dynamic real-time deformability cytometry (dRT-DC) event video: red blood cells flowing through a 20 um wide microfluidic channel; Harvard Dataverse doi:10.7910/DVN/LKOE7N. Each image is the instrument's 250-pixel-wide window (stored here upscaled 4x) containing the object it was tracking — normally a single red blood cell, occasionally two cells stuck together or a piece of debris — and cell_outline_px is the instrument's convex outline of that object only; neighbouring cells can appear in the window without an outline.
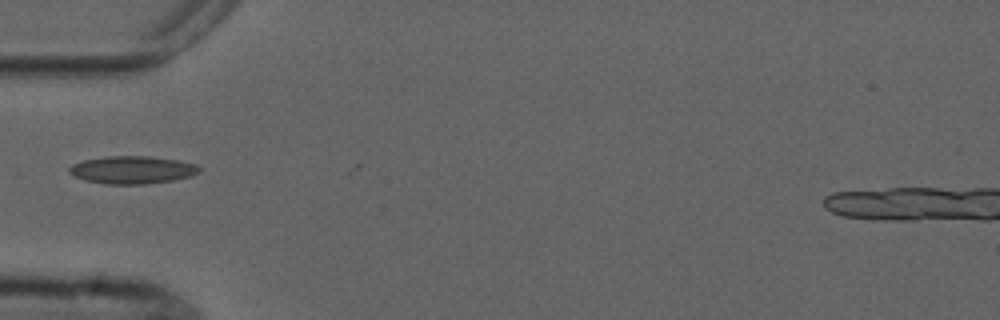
{"species": "common noctule bat (a hibernating species)", "species_latin": "Nyctalus noctula", "temperature_condition": "cold", "stored_images_in_passage": 1, "camera_frame_rate_fps": 3000, "um_per_image_px": 0.085, "animal": {"sex": "male", "forearm_length_mm": 52.5}, "frame": {"image": 1, "passage_image": 1, "time_ms": 0.0, "image_size_px": [1000, 320], "cell_outline_px": [[200, 172], [192, 176], [172, 180], [144, 184], [104, 184], [84, 180], [68, 172], [68, 168], [72, 164], [84, 160], [108, 156], [148, 156], [180, 160], [196, 164], [200, 168]], "centroid_in_image_um": [11.26, 14.44], "position_along_channel_um": 73.7, "area_um2": 21.04}}